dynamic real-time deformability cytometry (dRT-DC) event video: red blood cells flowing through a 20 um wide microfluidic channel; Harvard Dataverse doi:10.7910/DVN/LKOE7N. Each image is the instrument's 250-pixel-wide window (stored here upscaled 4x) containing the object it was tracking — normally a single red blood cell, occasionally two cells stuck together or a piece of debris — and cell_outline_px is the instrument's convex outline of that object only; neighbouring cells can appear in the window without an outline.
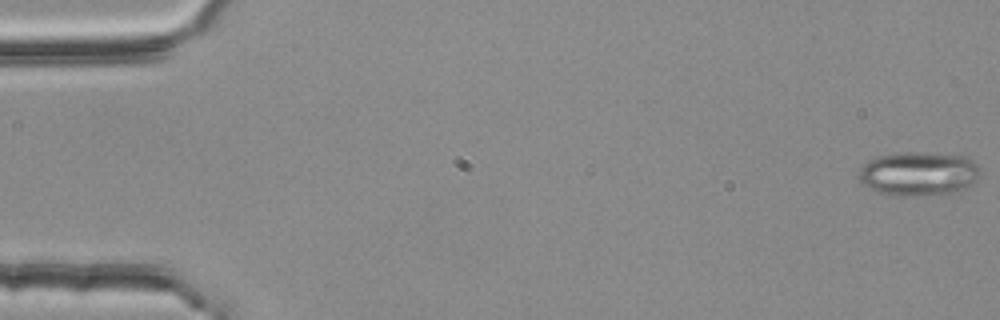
{"species": "common noctule bat (a hibernating species)", "species_latin": "Nyctalus noctula", "temperature_condition": "room temperature", "stored_images_in_passage": 54, "camera_frame_rate_fps": 3000, "um_per_image_px": 0.085, "animal": {"sex": "female", "body_mass_g": 25.1}, "frame": {"image": 1, "passage_image": 1, "time_ms": 0.0, "image_size_px": [1000, 320], "cell_outline_px": [[980, 176], [972, 184], [964, 188], [952, 192], [920, 196], [896, 196], [876, 192], [864, 184], [860, 180], [860, 168], [868, 160], [880, 156], [904, 152], [920, 152], [964, 156], [972, 160], [980, 168]], "centroid_in_image_um": [78.09, 14.77], "position_along_channel_um": 6.9, "area_um2": 31.04}}
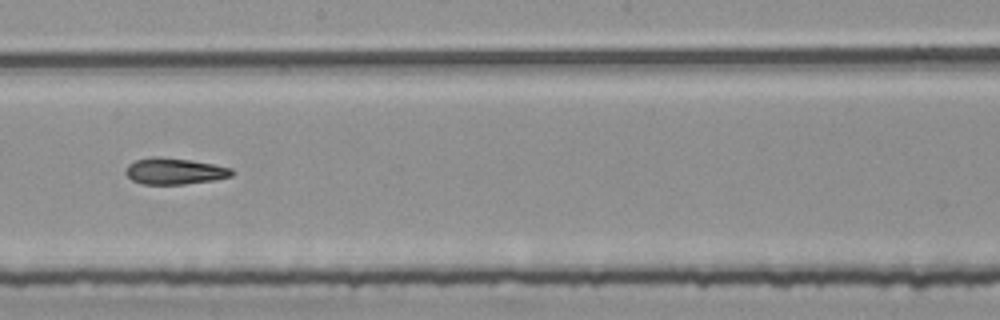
{"frame": {"image": 2, "passage_image": 31, "time_ms": 10.0, "image_size_px": [1000, 320], "cell_outline_px": [[236, 172], [232, 176], [212, 180], [184, 184], [144, 184], [132, 180], [124, 172], [128, 164], [136, 160], [152, 156], [160, 156], [192, 160], [232, 168]], "centroid_in_image_um": [14.83, 14.54], "position_along_channel_um": 233.4, "area_um2": 16.36}}
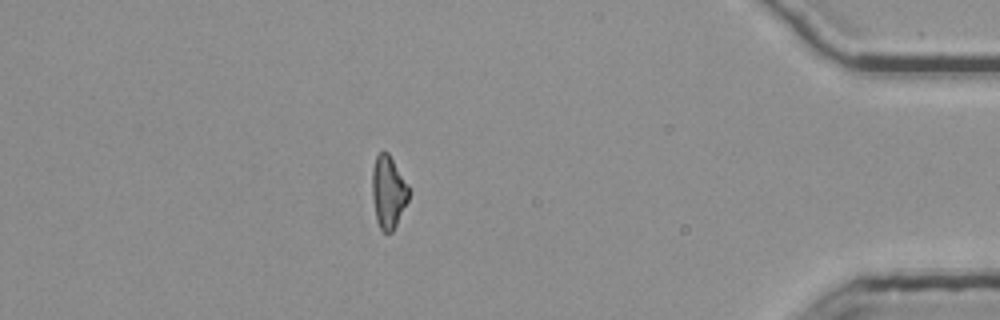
{"frame": {"image": 3, "passage_image": 48, "time_ms": 15.667, "image_size_px": [1000, 320], "cell_outline_px": [[408, 200], [392, 232], [384, 232], [380, 228], [376, 220], [372, 196], [372, 168], [376, 156], [380, 152], [388, 152], [408, 188]], "centroid_in_image_um": [32.96, 16.33], "position_along_channel_um": 402.2, "area_um2": 15.03}, "authors_computed_cell_mechanics": {"area_um2": 16.5308, "velocity_mm_per_s": 3.8061, "shape_relaxation_time_tau1_ms": null, "shape_relaxation_time_tau2_ms": 7.0574, "deformation_change_tau1": null, "deformation_change_tau2": 0.1708}}